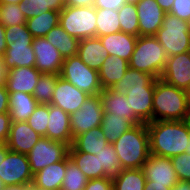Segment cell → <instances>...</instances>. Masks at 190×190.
<instances>
[{
    "instance_id": "obj_38",
    "label": "cell",
    "mask_w": 190,
    "mask_h": 190,
    "mask_svg": "<svg viewBox=\"0 0 190 190\" xmlns=\"http://www.w3.org/2000/svg\"><path fill=\"white\" fill-rule=\"evenodd\" d=\"M58 81V74H41L33 96L39 104H50Z\"/></svg>"
},
{
    "instance_id": "obj_42",
    "label": "cell",
    "mask_w": 190,
    "mask_h": 190,
    "mask_svg": "<svg viewBox=\"0 0 190 190\" xmlns=\"http://www.w3.org/2000/svg\"><path fill=\"white\" fill-rule=\"evenodd\" d=\"M178 180L190 181V154L183 153L170 157Z\"/></svg>"
},
{
    "instance_id": "obj_52",
    "label": "cell",
    "mask_w": 190,
    "mask_h": 190,
    "mask_svg": "<svg viewBox=\"0 0 190 190\" xmlns=\"http://www.w3.org/2000/svg\"><path fill=\"white\" fill-rule=\"evenodd\" d=\"M172 188H168L165 185L153 184V181H146L144 190H171Z\"/></svg>"
},
{
    "instance_id": "obj_12",
    "label": "cell",
    "mask_w": 190,
    "mask_h": 190,
    "mask_svg": "<svg viewBox=\"0 0 190 190\" xmlns=\"http://www.w3.org/2000/svg\"><path fill=\"white\" fill-rule=\"evenodd\" d=\"M160 78L176 88L189 91L190 51L168 57Z\"/></svg>"
},
{
    "instance_id": "obj_49",
    "label": "cell",
    "mask_w": 190,
    "mask_h": 190,
    "mask_svg": "<svg viewBox=\"0 0 190 190\" xmlns=\"http://www.w3.org/2000/svg\"><path fill=\"white\" fill-rule=\"evenodd\" d=\"M66 5L77 7L94 6L95 0H66Z\"/></svg>"
},
{
    "instance_id": "obj_19",
    "label": "cell",
    "mask_w": 190,
    "mask_h": 190,
    "mask_svg": "<svg viewBox=\"0 0 190 190\" xmlns=\"http://www.w3.org/2000/svg\"><path fill=\"white\" fill-rule=\"evenodd\" d=\"M33 40H20L7 45L3 62L7 71L16 67H34L35 53L32 48Z\"/></svg>"
},
{
    "instance_id": "obj_37",
    "label": "cell",
    "mask_w": 190,
    "mask_h": 190,
    "mask_svg": "<svg viewBox=\"0 0 190 190\" xmlns=\"http://www.w3.org/2000/svg\"><path fill=\"white\" fill-rule=\"evenodd\" d=\"M120 31L139 36V20L136 4L125 3L118 11Z\"/></svg>"
},
{
    "instance_id": "obj_27",
    "label": "cell",
    "mask_w": 190,
    "mask_h": 190,
    "mask_svg": "<svg viewBox=\"0 0 190 190\" xmlns=\"http://www.w3.org/2000/svg\"><path fill=\"white\" fill-rule=\"evenodd\" d=\"M39 103L33 95L14 92L9 93V115L11 121H27Z\"/></svg>"
},
{
    "instance_id": "obj_26",
    "label": "cell",
    "mask_w": 190,
    "mask_h": 190,
    "mask_svg": "<svg viewBox=\"0 0 190 190\" xmlns=\"http://www.w3.org/2000/svg\"><path fill=\"white\" fill-rule=\"evenodd\" d=\"M65 171L66 158L35 173L32 182L44 189L61 190Z\"/></svg>"
},
{
    "instance_id": "obj_48",
    "label": "cell",
    "mask_w": 190,
    "mask_h": 190,
    "mask_svg": "<svg viewBox=\"0 0 190 190\" xmlns=\"http://www.w3.org/2000/svg\"><path fill=\"white\" fill-rule=\"evenodd\" d=\"M9 112V92L5 84H0V113Z\"/></svg>"
},
{
    "instance_id": "obj_5",
    "label": "cell",
    "mask_w": 190,
    "mask_h": 190,
    "mask_svg": "<svg viewBox=\"0 0 190 190\" xmlns=\"http://www.w3.org/2000/svg\"><path fill=\"white\" fill-rule=\"evenodd\" d=\"M59 25L78 40L97 37L96 8L66 5L60 11Z\"/></svg>"
},
{
    "instance_id": "obj_56",
    "label": "cell",
    "mask_w": 190,
    "mask_h": 190,
    "mask_svg": "<svg viewBox=\"0 0 190 190\" xmlns=\"http://www.w3.org/2000/svg\"><path fill=\"white\" fill-rule=\"evenodd\" d=\"M9 148L6 146V144H2L0 146V164L3 162V160L6 157V154L8 153Z\"/></svg>"
},
{
    "instance_id": "obj_58",
    "label": "cell",
    "mask_w": 190,
    "mask_h": 190,
    "mask_svg": "<svg viewBox=\"0 0 190 190\" xmlns=\"http://www.w3.org/2000/svg\"><path fill=\"white\" fill-rule=\"evenodd\" d=\"M25 0H0V4H19L21 2H24Z\"/></svg>"
},
{
    "instance_id": "obj_1",
    "label": "cell",
    "mask_w": 190,
    "mask_h": 190,
    "mask_svg": "<svg viewBox=\"0 0 190 190\" xmlns=\"http://www.w3.org/2000/svg\"><path fill=\"white\" fill-rule=\"evenodd\" d=\"M149 133L150 154L173 157L183 154L190 137V122L152 121L146 123Z\"/></svg>"
},
{
    "instance_id": "obj_31",
    "label": "cell",
    "mask_w": 190,
    "mask_h": 190,
    "mask_svg": "<svg viewBox=\"0 0 190 190\" xmlns=\"http://www.w3.org/2000/svg\"><path fill=\"white\" fill-rule=\"evenodd\" d=\"M112 183L113 190H144L146 179L141 168L121 169Z\"/></svg>"
},
{
    "instance_id": "obj_57",
    "label": "cell",
    "mask_w": 190,
    "mask_h": 190,
    "mask_svg": "<svg viewBox=\"0 0 190 190\" xmlns=\"http://www.w3.org/2000/svg\"><path fill=\"white\" fill-rule=\"evenodd\" d=\"M28 190H51V189H44L43 187H40L33 182H29L28 183Z\"/></svg>"
},
{
    "instance_id": "obj_6",
    "label": "cell",
    "mask_w": 190,
    "mask_h": 190,
    "mask_svg": "<svg viewBox=\"0 0 190 190\" xmlns=\"http://www.w3.org/2000/svg\"><path fill=\"white\" fill-rule=\"evenodd\" d=\"M168 57L190 51L189 22L166 13L162 27L154 35Z\"/></svg>"
},
{
    "instance_id": "obj_51",
    "label": "cell",
    "mask_w": 190,
    "mask_h": 190,
    "mask_svg": "<svg viewBox=\"0 0 190 190\" xmlns=\"http://www.w3.org/2000/svg\"><path fill=\"white\" fill-rule=\"evenodd\" d=\"M165 13H170L175 0H155Z\"/></svg>"
},
{
    "instance_id": "obj_36",
    "label": "cell",
    "mask_w": 190,
    "mask_h": 190,
    "mask_svg": "<svg viewBox=\"0 0 190 190\" xmlns=\"http://www.w3.org/2000/svg\"><path fill=\"white\" fill-rule=\"evenodd\" d=\"M88 179L80 168L66 157V171L62 182L61 190H84Z\"/></svg>"
},
{
    "instance_id": "obj_39",
    "label": "cell",
    "mask_w": 190,
    "mask_h": 190,
    "mask_svg": "<svg viewBox=\"0 0 190 190\" xmlns=\"http://www.w3.org/2000/svg\"><path fill=\"white\" fill-rule=\"evenodd\" d=\"M96 156L100 161V167L106 173V177L113 179L118 176L121 171V166L119 164V157L112 143L103 147Z\"/></svg>"
},
{
    "instance_id": "obj_16",
    "label": "cell",
    "mask_w": 190,
    "mask_h": 190,
    "mask_svg": "<svg viewBox=\"0 0 190 190\" xmlns=\"http://www.w3.org/2000/svg\"><path fill=\"white\" fill-rule=\"evenodd\" d=\"M41 137L27 121H12L9 137L5 144L9 150L27 155Z\"/></svg>"
},
{
    "instance_id": "obj_40",
    "label": "cell",
    "mask_w": 190,
    "mask_h": 190,
    "mask_svg": "<svg viewBox=\"0 0 190 190\" xmlns=\"http://www.w3.org/2000/svg\"><path fill=\"white\" fill-rule=\"evenodd\" d=\"M49 118V104H38L27 122L42 137H46Z\"/></svg>"
},
{
    "instance_id": "obj_14",
    "label": "cell",
    "mask_w": 190,
    "mask_h": 190,
    "mask_svg": "<svg viewBox=\"0 0 190 190\" xmlns=\"http://www.w3.org/2000/svg\"><path fill=\"white\" fill-rule=\"evenodd\" d=\"M89 95L58 75V81L52 96L51 103L67 112L69 115L85 102Z\"/></svg>"
},
{
    "instance_id": "obj_23",
    "label": "cell",
    "mask_w": 190,
    "mask_h": 190,
    "mask_svg": "<svg viewBox=\"0 0 190 190\" xmlns=\"http://www.w3.org/2000/svg\"><path fill=\"white\" fill-rule=\"evenodd\" d=\"M77 56L92 69L99 70L108 53L98 37L79 40Z\"/></svg>"
},
{
    "instance_id": "obj_55",
    "label": "cell",
    "mask_w": 190,
    "mask_h": 190,
    "mask_svg": "<svg viewBox=\"0 0 190 190\" xmlns=\"http://www.w3.org/2000/svg\"><path fill=\"white\" fill-rule=\"evenodd\" d=\"M1 190H28V184L27 185L4 186Z\"/></svg>"
},
{
    "instance_id": "obj_35",
    "label": "cell",
    "mask_w": 190,
    "mask_h": 190,
    "mask_svg": "<svg viewBox=\"0 0 190 190\" xmlns=\"http://www.w3.org/2000/svg\"><path fill=\"white\" fill-rule=\"evenodd\" d=\"M97 37L120 31L119 15L116 10L96 8Z\"/></svg>"
},
{
    "instance_id": "obj_7",
    "label": "cell",
    "mask_w": 190,
    "mask_h": 190,
    "mask_svg": "<svg viewBox=\"0 0 190 190\" xmlns=\"http://www.w3.org/2000/svg\"><path fill=\"white\" fill-rule=\"evenodd\" d=\"M60 77L88 95H97L103 91L98 70L87 66L77 55L64 59Z\"/></svg>"
},
{
    "instance_id": "obj_43",
    "label": "cell",
    "mask_w": 190,
    "mask_h": 190,
    "mask_svg": "<svg viewBox=\"0 0 190 190\" xmlns=\"http://www.w3.org/2000/svg\"><path fill=\"white\" fill-rule=\"evenodd\" d=\"M20 40H33V36L28 31L26 24L5 27V41L7 44Z\"/></svg>"
},
{
    "instance_id": "obj_4",
    "label": "cell",
    "mask_w": 190,
    "mask_h": 190,
    "mask_svg": "<svg viewBox=\"0 0 190 190\" xmlns=\"http://www.w3.org/2000/svg\"><path fill=\"white\" fill-rule=\"evenodd\" d=\"M168 59L167 52L154 36H138L129 67L160 78Z\"/></svg>"
},
{
    "instance_id": "obj_10",
    "label": "cell",
    "mask_w": 190,
    "mask_h": 190,
    "mask_svg": "<svg viewBox=\"0 0 190 190\" xmlns=\"http://www.w3.org/2000/svg\"><path fill=\"white\" fill-rule=\"evenodd\" d=\"M0 178L5 186L27 185L33 181V173L26 154L9 150L0 164Z\"/></svg>"
},
{
    "instance_id": "obj_33",
    "label": "cell",
    "mask_w": 190,
    "mask_h": 190,
    "mask_svg": "<svg viewBox=\"0 0 190 190\" xmlns=\"http://www.w3.org/2000/svg\"><path fill=\"white\" fill-rule=\"evenodd\" d=\"M101 129L109 143H113L134 124L128 119L103 113Z\"/></svg>"
},
{
    "instance_id": "obj_11",
    "label": "cell",
    "mask_w": 190,
    "mask_h": 190,
    "mask_svg": "<svg viewBox=\"0 0 190 190\" xmlns=\"http://www.w3.org/2000/svg\"><path fill=\"white\" fill-rule=\"evenodd\" d=\"M146 181L172 188L179 180L168 157L150 154L142 168Z\"/></svg>"
},
{
    "instance_id": "obj_17",
    "label": "cell",
    "mask_w": 190,
    "mask_h": 190,
    "mask_svg": "<svg viewBox=\"0 0 190 190\" xmlns=\"http://www.w3.org/2000/svg\"><path fill=\"white\" fill-rule=\"evenodd\" d=\"M41 73L35 67H16L7 71L5 86L9 93L23 92L33 95Z\"/></svg>"
},
{
    "instance_id": "obj_59",
    "label": "cell",
    "mask_w": 190,
    "mask_h": 190,
    "mask_svg": "<svg viewBox=\"0 0 190 190\" xmlns=\"http://www.w3.org/2000/svg\"><path fill=\"white\" fill-rule=\"evenodd\" d=\"M185 153L190 154V137H189V140H188V144H187Z\"/></svg>"
},
{
    "instance_id": "obj_9",
    "label": "cell",
    "mask_w": 190,
    "mask_h": 190,
    "mask_svg": "<svg viewBox=\"0 0 190 190\" xmlns=\"http://www.w3.org/2000/svg\"><path fill=\"white\" fill-rule=\"evenodd\" d=\"M103 113L104 110L100 95H89L80 106V110L70 115V127L73 139L79 134L100 126Z\"/></svg>"
},
{
    "instance_id": "obj_21",
    "label": "cell",
    "mask_w": 190,
    "mask_h": 190,
    "mask_svg": "<svg viewBox=\"0 0 190 190\" xmlns=\"http://www.w3.org/2000/svg\"><path fill=\"white\" fill-rule=\"evenodd\" d=\"M110 56L120 57L129 62L136 45L137 36L122 31L98 37Z\"/></svg>"
},
{
    "instance_id": "obj_2",
    "label": "cell",
    "mask_w": 190,
    "mask_h": 190,
    "mask_svg": "<svg viewBox=\"0 0 190 190\" xmlns=\"http://www.w3.org/2000/svg\"><path fill=\"white\" fill-rule=\"evenodd\" d=\"M152 121H182L189 119L190 94L161 78L155 81Z\"/></svg>"
},
{
    "instance_id": "obj_8",
    "label": "cell",
    "mask_w": 190,
    "mask_h": 190,
    "mask_svg": "<svg viewBox=\"0 0 190 190\" xmlns=\"http://www.w3.org/2000/svg\"><path fill=\"white\" fill-rule=\"evenodd\" d=\"M69 145L41 137L27 154L33 175L43 168L64 160L68 156Z\"/></svg>"
},
{
    "instance_id": "obj_24",
    "label": "cell",
    "mask_w": 190,
    "mask_h": 190,
    "mask_svg": "<svg viewBox=\"0 0 190 190\" xmlns=\"http://www.w3.org/2000/svg\"><path fill=\"white\" fill-rule=\"evenodd\" d=\"M108 144L101 126H98L76 136L68 152H85L97 155Z\"/></svg>"
},
{
    "instance_id": "obj_3",
    "label": "cell",
    "mask_w": 190,
    "mask_h": 190,
    "mask_svg": "<svg viewBox=\"0 0 190 190\" xmlns=\"http://www.w3.org/2000/svg\"><path fill=\"white\" fill-rule=\"evenodd\" d=\"M121 169L142 168L150 156L146 123L135 124L113 143Z\"/></svg>"
},
{
    "instance_id": "obj_25",
    "label": "cell",
    "mask_w": 190,
    "mask_h": 190,
    "mask_svg": "<svg viewBox=\"0 0 190 190\" xmlns=\"http://www.w3.org/2000/svg\"><path fill=\"white\" fill-rule=\"evenodd\" d=\"M128 68V61L120 57L108 55L101 68L98 70L102 89L112 88L123 78Z\"/></svg>"
},
{
    "instance_id": "obj_47",
    "label": "cell",
    "mask_w": 190,
    "mask_h": 190,
    "mask_svg": "<svg viewBox=\"0 0 190 190\" xmlns=\"http://www.w3.org/2000/svg\"><path fill=\"white\" fill-rule=\"evenodd\" d=\"M126 0H95V8L110 9L118 11Z\"/></svg>"
},
{
    "instance_id": "obj_46",
    "label": "cell",
    "mask_w": 190,
    "mask_h": 190,
    "mask_svg": "<svg viewBox=\"0 0 190 190\" xmlns=\"http://www.w3.org/2000/svg\"><path fill=\"white\" fill-rule=\"evenodd\" d=\"M11 122L9 113H0V143L2 144L8 140Z\"/></svg>"
},
{
    "instance_id": "obj_28",
    "label": "cell",
    "mask_w": 190,
    "mask_h": 190,
    "mask_svg": "<svg viewBox=\"0 0 190 190\" xmlns=\"http://www.w3.org/2000/svg\"><path fill=\"white\" fill-rule=\"evenodd\" d=\"M44 38L59 51L63 59L77 55L79 40L70 36L59 24Z\"/></svg>"
},
{
    "instance_id": "obj_50",
    "label": "cell",
    "mask_w": 190,
    "mask_h": 190,
    "mask_svg": "<svg viewBox=\"0 0 190 190\" xmlns=\"http://www.w3.org/2000/svg\"><path fill=\"white\" fill-rule=\"evenodd\" d=\"M7 45L5 41V27L0 23V56L4 55Z\"/></svg>"
},
{
    "instance_id": "obj_53",
    "label": "cell",
    "mask_w": 190,
    "mask_h": 190,
    "mask_svg": "<svg viewBox=\"0 0 190 190\" xmlns=\"http://www.w3.org/2000/svg\"><path fill=\"white\" fill-rule=\"evenodd\" d=\"M171 190H190V181H178Z\"/></svg>"
},
{
    "instance_id": "obj_60",
    "label": "cell",
    "mask_w": 190,
    "mask_h": 190,
    "mask_svg": "<svg viewBox=\"0 0 190 190\" xmlns=\"http://www.w3.org/2000/svg\"><path fill=\"white\" fill-rule=\"evenodd\" d=\"M140 0H126V3L137 4Z\"/></svg>"
},
{
    "instance_id": "obj_34",
    "label": "cell",
    "mask_w": 190,
    "mask_h": 190,
    "mask_svg": "<svg viewBox=\"0 0 190 190\" xmlns=\"http://www.w3.org/2000/svg\"><path fill=\"white\" fill-rule=\"evenodd\" d=\"M18 5L28 20L49 10L60 12L66 6V0H25Z\"/></svg>"
},
{
    "instance_id": "obj_54",
    "label": "cell",
    "mask_w": 190,
    "mask_h": 190,
    "mask_svg": "<svg viewBox=\"0 0 190 190\" xmlns=\"http://www.w3.org/2000/svg\"><path fill=\"white\" fill-rule=\"evenodd\" d=\"M6 76H7V70L3 62V57L0 56V84L5 83Z\"/></svg>"
},
{
    "instance_id": "obj_41",
    "label": "cell",
    "mask_w": 190,
    "mask_h": 190,
    "mask_svg": "<svg viewBox=\"0 0 190 190\" xmlns=\"http://www.w3.org/2000/svg\"><path fill=\"white\" fill-rule=\"evenodd\" d=\"M26 17L18 4H3L0 8V23L4 27L26 24Z\"/></svg>"
},
{
    "instance_id": "obj_44",
    "label": "cell",
    "mask_w": 190,
    "mask_h": 190,
    "mask_svg": "<svg viewBox=\"0 0 190 190\" xmlns=\"http://www.w3.org/2000/svg\"><path fill=\"white\" fill-rule=\"evenodd\" d=\"M170 14L187 22L190 21V0H175Z\"/></svg>"
},
{
    "instance_id": "obj_45",
    "label": "cell",
    "mask_w": 190,
    "mask_h": 190,
    "mask_svg": "<svg viewBox=\"0 0 190 190\" xmlns=\"http://www.w3.org/2000/svg\"><path fill=\"white\" fill-rule=\"evenodd\" d=\"M84 190H113L112 178L103 177L88 180Z\"/></svg>"
},
{
    "instance_id": "obj_30",
    "label": "cell",
    "mask_w": 190,
    "mask_h": 190,
    "mask_svg": "<svg viewBox=\"0 0 190 190\" xmlns=\"http://www.w3.org/2000/svg\"><path fill=\"white\" fill-rule=\"evenodd\" d=\"M69 158L82 170L88 180L106 177L95 154L85 152H68Z\"/></svg>"
},
{
    "instance_id": "obj_18",
    "label": "cell",
    "mask_w": 190,
    "mask_h": 190,
    "mask_svg": "<svg viewBox=\"0 0 190 190\" xmlns=\"http://www.w3.org/2000/svg\"><path fill=\"white\" fill-rule=\"evenodd\" d=\"M48 119L46 137L71 146L74 139L71 135L70 115L63 109L49 104Z\"/></svg>"
},
{
    "instance_id": "obj_13",
    "label": "cell",
    "mask_w": 190,
    "mask_h": 190,
    "mask_svg": "<svg viewBox=\"0 0 190 190\" xmlns=\"http://www.w3.org/2000/svg\"><path fill=\"white\" fill-rule=\"evenodd\" d=\"M32 48L36 58L34 67L41 74L60 75L64 59L53 45L44 37L33 38Z\"/></svg>"
},
{
    "instance_id": "obj_29",
    "label": "cell",
    "mask_w": 190,
    "mask_h": 190,
    "mask_svg": "<svg viewBox=\"0 0 190 190\" xmlns=\"http://www.w3.org/2000/svg\"><path fill=\"white\" fill-rule=\"evenodd\" d=\"M155 81L156 78L153 75L129 67L123 78L111 89L117 93L126 94L131 88L155 87Z\"/></svg>"
},
{
    "instance_id": "obj_20",
    "label": "cell",
    "mask_w": 190,
    "mask_h": 190,
    "mask_svg": "<svg viewBox=\"0 0 190 190\" xmlns=\"http://www.w3.org/2000/svg\"><path fill=\"white\" fill-rule=\"evenodd\" d=\"M103 110L106 114H114L118 117L128 118L134 125L144 123L135 113L130 109L128 98L125 94L117 93L111 88L103 90L100 94Z\"/></svg>"
},
{
    "instance_id": "obj_32",
    "label": "cell",
    "mask_w": 190,
    "mask_h": 190,
    "mask_svg": "<svg viewBox=\"0 0 190 190\" xmlns=\"http://www.w3.org/2000/svg\"><path fill=\"white\" fill-rule=\"evenodd\" d=\"M59 11L49 10L26 21L28 31L33 38H43L59 24Z\"/></svg>"
},
{
    "instance_id": "obj_61",
    "label": "cell",
    "mask_w": 190,
    "mask_h": 190,
    "mask_svg": "<svg viewBox=\"0 0 190 190\" xmlns=\"http://www.w3.org/2000/svg\"><path fill=\"white\" fill-rule=\"evenodd\" d=\"M5 185L2 182V179L0 178V190L4 187Z\"/></svg>"
},
{
    "instance_id": "obj_22",
    "label": "cell",
    "mask_w": 190,
    "mask_h": 190,
    "mask_svg": "<svg viewBox=\"0 0 190 190\" xmlns=\"http://www.w3.org/2000/svg\"><path fill=\"white\" fill-rule=\"evenodd\" d=\"M155 87H136L126 92L130 109L144 122H152L153 94Z\"/></svg>"
},
{
    "instance_id": "obj_15",
    "label": "cell",
    "mask_w": 190,
    "mask_h": 190,
    "mask_svg": "<svg viewBox=\"0 0 190 190\" xmlns=\"http://www.w3.org/2000/svg\"><path fill=\"white\" fill-rule=\"evenodd\" d=\"M139 36H154L162 27L166 13L155 0H140L136 4Z\"/></svg>"
}]
</instances>
